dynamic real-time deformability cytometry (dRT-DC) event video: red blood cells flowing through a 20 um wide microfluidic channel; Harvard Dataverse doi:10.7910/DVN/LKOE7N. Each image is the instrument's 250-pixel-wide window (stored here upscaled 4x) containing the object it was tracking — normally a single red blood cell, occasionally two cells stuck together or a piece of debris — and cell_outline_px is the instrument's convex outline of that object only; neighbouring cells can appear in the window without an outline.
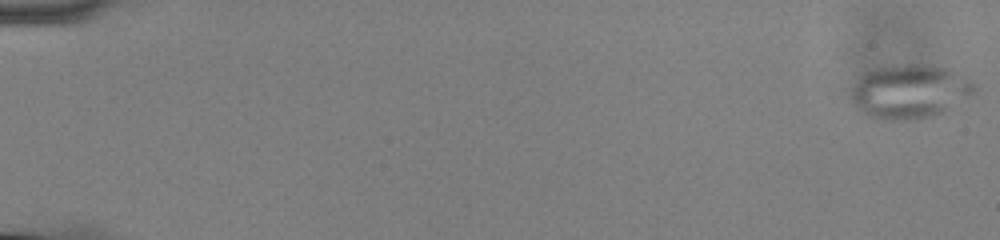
{"species": "common noctule bat (a hibernating species)", "species_latin": "Nyctalus noctula", "temperature_condition": "cold", "stored_images_in_passage": 57, "camera_frame_rate_fps": 3000, "um_per_image_px": 0.085, "animal": {"sex": "male", "body_mass_g": 13.0, "forearm_length_mm": 53.1}, "frame": {"image": 1, "passage_image": 1, "time_ms": 0.0, "image_size_px": [1000, 240], "cell_outline_px": [[980, 88], [976, 92], [952, 108], [944, 112], [932, 116], [916, 120], [892, 120], [872, 116], [864, 112], [852, 100], [852, 88], [860, 76], [868, 72], [880, 68], [908, 64], [916, 64], [944, 68], [964, 76], [972, 80]], "centroid_in_image_um": [77.42, 7.79], "position_along_channel_um": 7.6, "area_um2": 38.21}}
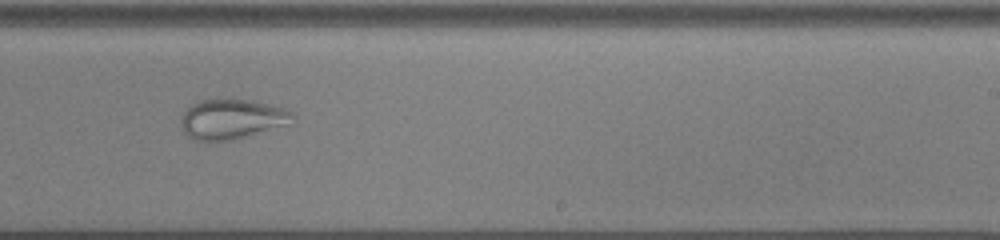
{"frame": {"image": 2, "passage_image": 37, "time_ms": 12.0, "image_size_px": [1000, 240], "cell_outline_px": [[296, 116], [288, 124], [232, 140], [196, 140], [188, 136], [184, 132], [180, 124], [180, 120], [184, 112], [192, 104], [200, 100], [216, 96], [248, 100], [284, 108], [292, 112]], "centroid_in_image_um": [19.66, 10.08], "position_along_channel_um": 269.3, "area_um2": 26.13}}
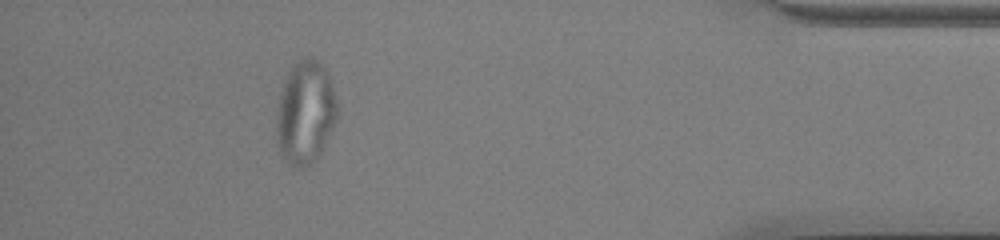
{"frame": {"image": 3, "passage_image": 52, "time_ms": 17.0, "image_size_px": [1000, 240], "cell_outline_px": [[340, 112], [320, 156], [304, 168], [296, 168], [284, 160], [280, 156], [276, 140], [276, 112], [280, 96], [288, 72], [304, 56], [312, 56], [320, 60], [324, 64], [336, 96]], "centroid_in_image_um": [25.97, 9.59], "position_along_channel_um": 409.2, "area_um2": 37.28}}